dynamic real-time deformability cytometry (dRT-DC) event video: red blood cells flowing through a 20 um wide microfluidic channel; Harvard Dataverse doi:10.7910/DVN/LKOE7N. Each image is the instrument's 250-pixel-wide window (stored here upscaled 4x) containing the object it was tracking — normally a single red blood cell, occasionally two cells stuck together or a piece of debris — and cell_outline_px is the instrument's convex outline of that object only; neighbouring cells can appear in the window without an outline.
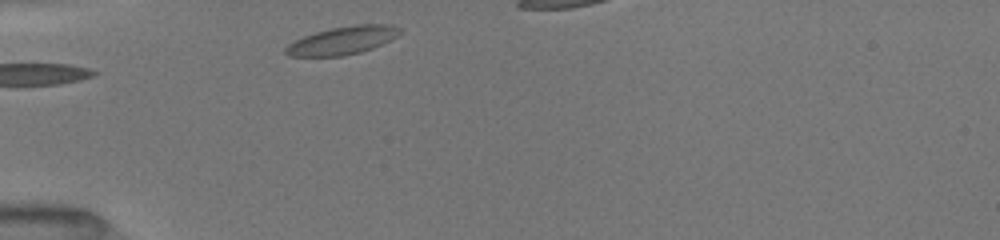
{"species": "common noctule bat (a hibernating species)", "species_latin": "Nyctalus noctula", "temperature_condition": "room temperature", "stored_images_in_passage": 6, "camera_frame_rate_fps": 3000, "um_per_image_px": 0.085, "animal": {"sex": "female", "body_mass_g": 19.5, "forearm_length_mm": 54.1}, "frame": {"image": 1, "passage_image": 1, "time_ms": 0.0, "image_size_px": [1000, 240], "cell_outline_px": [[404, 32], [372, 48], [360, 52], [344, 56], [288, 56], [284, 52], [284, 48], [288, 44], [304, 36], [316, 32], [332, 28], [356, 24], [392, 24], [404, 28]], "centroid_in_image_um": [29.15, 3.43], "position_along_channel_um": 55.9, "area_um2": 18.67}}
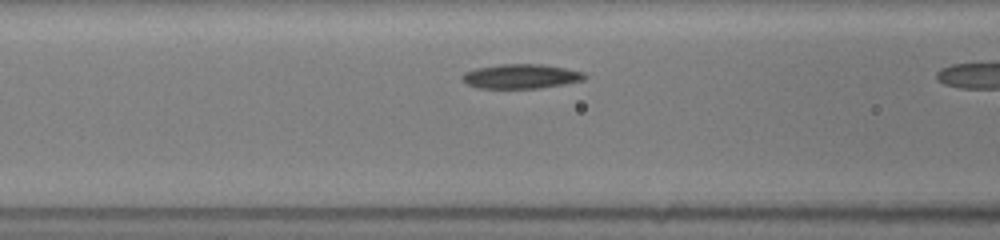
{"frame": {"image": 2, "passage_image": 5, "time_ms": 1.0, "image_size_px": [1000, 240], "cell_outline_px": [[588, 76], [584, 80], [564, 84], [540, 88], [476, 88], [460, 80], [460, 76], [464, 72], [476, 68], [500, 64], [540, 64], [564, 68], [584, 72]], "centroid_in_image_um": [44.25, 6.49], "position_along_channel_um": 122.3, "area_um2": 17.57}}